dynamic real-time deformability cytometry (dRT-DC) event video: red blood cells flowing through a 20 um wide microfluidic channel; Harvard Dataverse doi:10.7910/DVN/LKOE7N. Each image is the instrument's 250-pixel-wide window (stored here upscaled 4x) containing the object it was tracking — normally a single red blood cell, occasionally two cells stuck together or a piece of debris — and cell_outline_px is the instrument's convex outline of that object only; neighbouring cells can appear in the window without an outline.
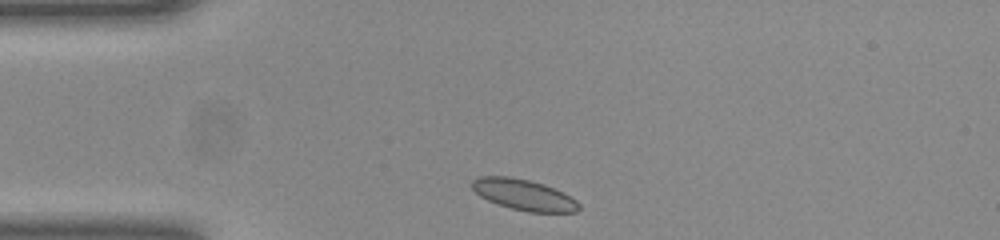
{"species": "common noctule bat (a hibernating species)", "species_latin": "Nyctalus noctula", "temperature_condition": "room temperature", "stored_images_in_passage": 30, "camera_frame_rate_fps": 3000, "um_per_image_px": 0.085, "animal": {"sex": "female", "body_mass_g": 23.0, "forearm_length_mm": 53.4}, "frame": {"image": 1, "passage_image": 1, "time_ms": 0.0, "image_size_px": [1000, 240], "cell_outline_px": [[580, 208], [576, 212], [528, 212], [512, 208], [488, 200], [480, 196], [472, 188], [472, 180], [480, 176], [512, 176], [544, 184], [564, 192], [576, 200], [580, 204]], "centroid_in_image_um": [44.54, 16.54], "position_along_channel_um": 40.5, "area_um2": 19.19}}
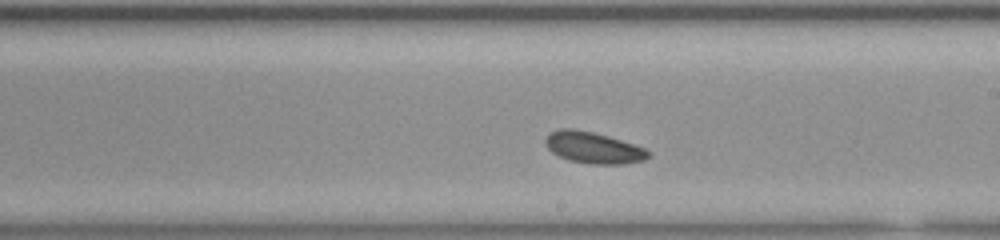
{"frame": {"image": 2, "passage_image": 18, "time_ms": 5.667, "image_size_px": [1000, 240], "cell_outline_px": [[652, 152], [644, 160], [624, 164], [588, 164], [568, 160], [552, 152], [548, 148], [544, 140], [552, 132], [560, 128], [572, 128], [592, 132], [608, 136], [644, 148]], "centroid_in_image_um": [50.43, 12.56], "position_along_channel_um": 238.6, "area_um2": 18.67}}
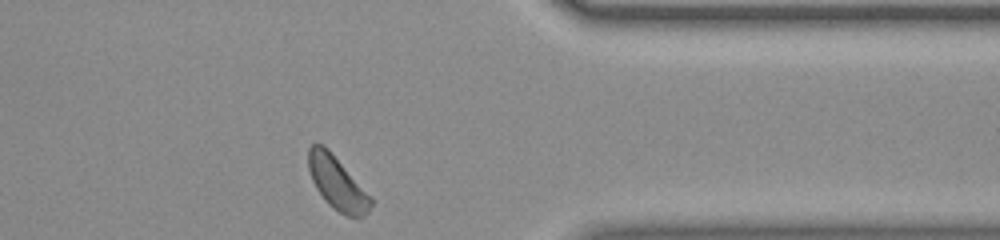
{"frame": {"image": 3, "passage_image": 30, "time_ms": 9.667, "image_size_px": [1000, 240], "cell_outline_px": [[372, 204], [368, 212], [364, 216], [348, 216], [332, 208], [324, 200], [316, 188], [312, 180], [308, 168], [308, 148], [312, 144], [324, 144], [328, 148], [372, 196]], "centroid_in_image_um": [28.66, 15.55], "position_along_channel_um": 382.7, "area_um2": 19.42}}